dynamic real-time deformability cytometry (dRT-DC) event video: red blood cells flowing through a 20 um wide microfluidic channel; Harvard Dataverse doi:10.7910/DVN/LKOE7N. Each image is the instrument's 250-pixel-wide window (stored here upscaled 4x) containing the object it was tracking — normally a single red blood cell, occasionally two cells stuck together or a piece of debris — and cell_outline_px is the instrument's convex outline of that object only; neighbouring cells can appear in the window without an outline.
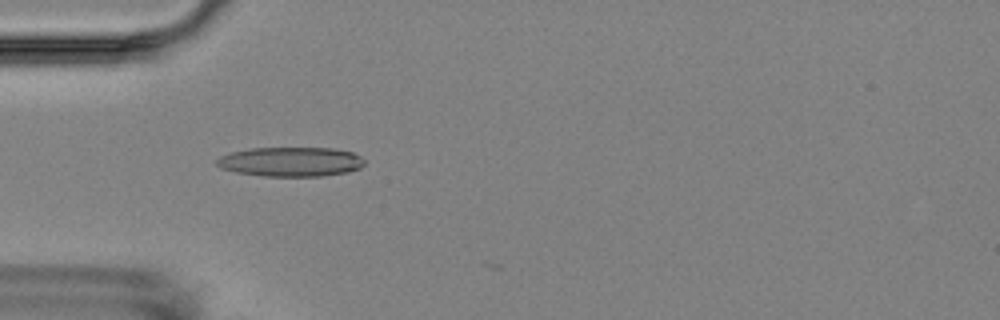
{"species": "Egyptian fruit bat (a non-hibernating species)", "species_latin": "Rousettus aegyptiacus", "temperature_condition": "room temperature", "stored_images_in_passage": 4, "camera_frame_rate_fps": 3000, "um_per_image_px": 0.085, "animal": {"sex": "female"}, "frame": {"image": 1, "passage_image": 4, "time_ms": 4.333, "image_size_px": [1000, 320], "cell_outline_px": [[364, 164], [360, 168], [348, 172], [320, 176], [264, 176], [236, 172], [220, 168], [216, 164], [216, 160], [220, 156], [232, 152], [252, 148], [332, 148], [352, 152], [360, 156], [364, 160]], "centroid_in_image_um": [24.71, 13.75], "position_along_channel_um": 60.3, "area_um2": 25.32}}